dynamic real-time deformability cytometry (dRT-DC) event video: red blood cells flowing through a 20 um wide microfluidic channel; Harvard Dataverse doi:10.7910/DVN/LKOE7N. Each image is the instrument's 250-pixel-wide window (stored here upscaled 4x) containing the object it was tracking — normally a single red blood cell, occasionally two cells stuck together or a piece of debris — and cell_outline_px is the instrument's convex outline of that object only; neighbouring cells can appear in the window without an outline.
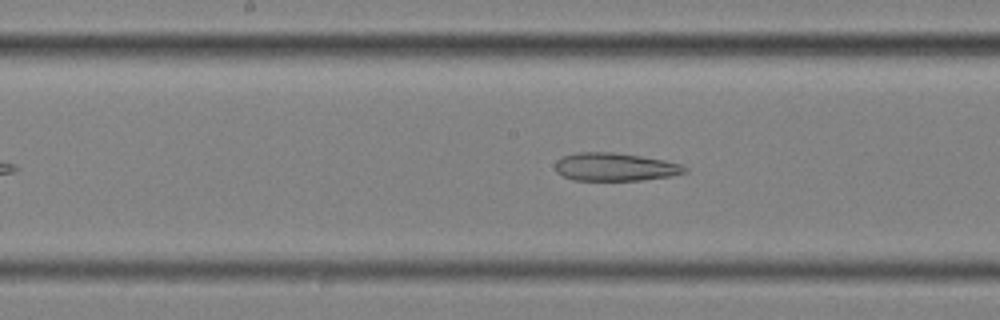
{"species": "common noctule bat (a hibernating species)", "species_latin": "Nyctalus noctula", "temperature_condition": "cold", "stored_images_in_passage": 48, "camera_frame_rate_fps": 3000, "um_per_image_px": 0.085, "animal": {"sex": "female", "body_mass_g": 25.1}, "frame": {"image": 1, "passage_image": 20, "time_ms": 6.333, "image_size_px": [1000, 320], "cell_outline_px": [[688, 172], [672, 176], [640, 180], [572, 180], [556, 172], [556, 160], [564, 156], [576, 152], [616, 152], [664, 160], [680, 164], [688, 168]], "centroid_in_image_um": [52.29, 14.19], "position_along_channel_um": 195.9, "area_um2": 21.21}}
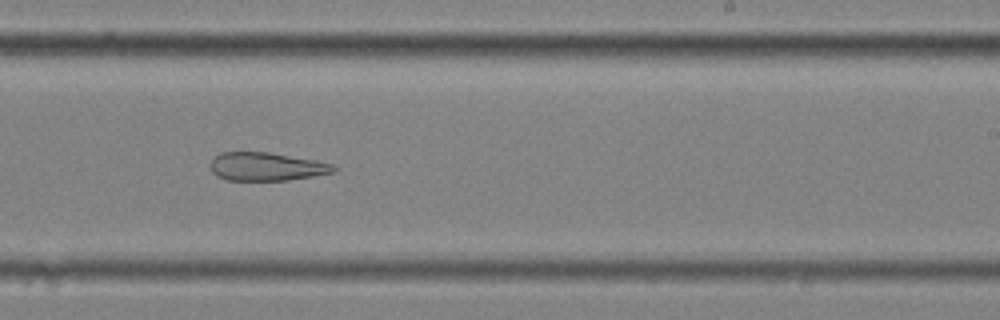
{"frame": {"image": 2, "passage_image": 26, "time_ms": 8.333, "image_size_px": [1000, 320], "cell_outline_px": [[340, 168], [336, 172], [288, 180], [228, 180], [216, 176], [212, 172], [212, 160], [220, 152], [268, 152], [316, 160], [332, 164]], "centroid_in_image_um": [22.7, 14.16], "position_along_channel_um": 266.3, "area_um2": 20.29}}
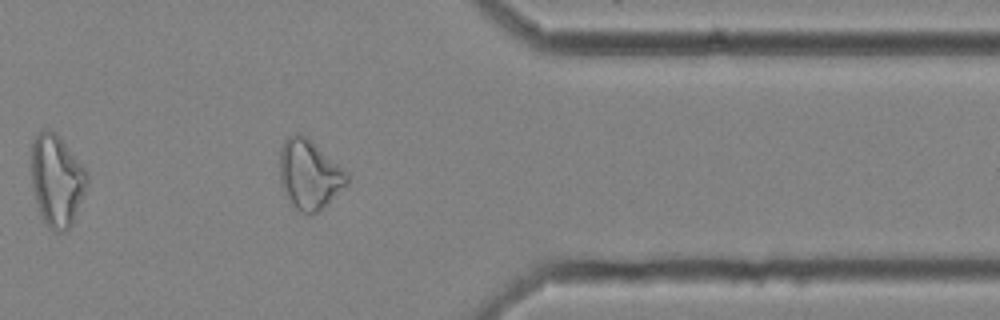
{"frame": {"image": 3, "passage_image": 37, "time_ms": 12.0, "image_size_px": [1000, 320], "cell_outline_px": [[348, 184], [320, 212], [300, 212], [296, 208], [284, 192], [280, 184], [280, 148], [284, 140], [288, 136], [296, 132], [300, 132], [308, 136], [344, 168], [348, 172]], "centroid_in_image_um": [26.31, 14.78], "position_along_channel_um": 385.1, "area_um2": 27.63}, "authors_computed_cell_mechanics": {"area_um2": 27.2238, "velocity_mm_per_s": 3.5324, "shape_relaxation_time_tau1_ms": null, "shape_relaxation_time_tau2_ms": 5.457, "deformation_change_tau1": null, "deformation_change_tau2": 0.1616}}